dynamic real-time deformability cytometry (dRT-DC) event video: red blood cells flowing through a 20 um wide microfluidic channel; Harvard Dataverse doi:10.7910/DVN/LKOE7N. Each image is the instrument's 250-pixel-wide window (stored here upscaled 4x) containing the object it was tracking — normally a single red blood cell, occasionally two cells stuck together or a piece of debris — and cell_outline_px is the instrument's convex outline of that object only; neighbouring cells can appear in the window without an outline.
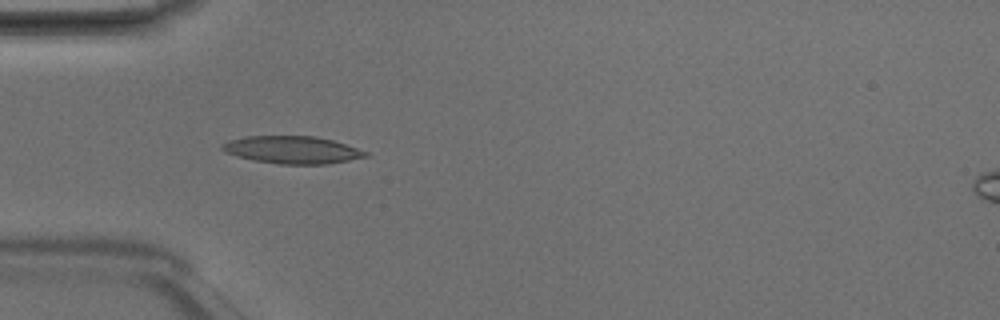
{"species": "Egyptian fruit bat (a non-hibernating species)", "species_latin": "Rousettus aegyptiacus", "temperature_condition": "room temperature", "stored_images_in_passage": 4, "camera_frame_rate_fps": 3000, "um_per_image_px": 0.085, "animal": {"sex": "male"}, "frame": {"image": 1, "passage_image": 3, "time_ms": 0.667, "image_size_px": [1000, 320], "cell_outline_px": [[368, 156], [328, 164], [280, 164], [256, 160], [236, 156], [224, 152], [220, 148], [220, 144], [228, 140], [244, 136], [316, 136], [332, 140], [368, 152]], "centroid_in_image_um": [24.78, 12.73], "position_along_channel_um": 60.2, "area_um2": 22.89}}